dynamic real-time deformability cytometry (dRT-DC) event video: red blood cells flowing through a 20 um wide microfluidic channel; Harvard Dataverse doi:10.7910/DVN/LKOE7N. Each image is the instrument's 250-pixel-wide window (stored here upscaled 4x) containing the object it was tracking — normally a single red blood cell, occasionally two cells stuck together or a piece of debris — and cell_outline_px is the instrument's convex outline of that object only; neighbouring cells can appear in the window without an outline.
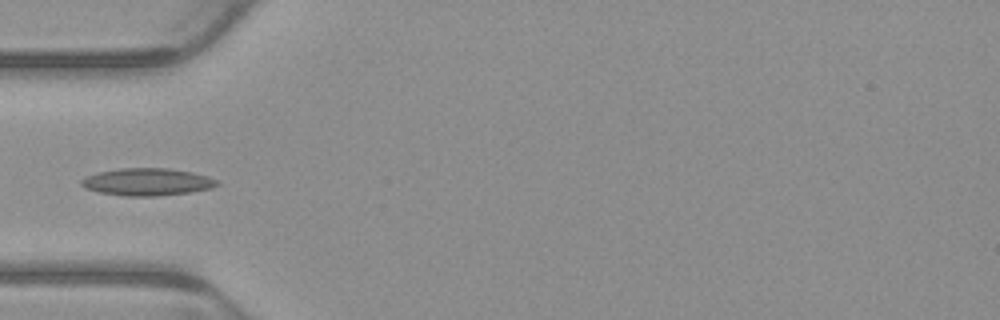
{"species": "common noctule bat (a hibernating species)", "species_latin": "Nyctalus noctula", "temperature_condition": "warm", "stored_images_in_passage": 5, "camera_frame_rate_fps": 3000, "um_per_image_px": 0.085, "animal": {"sex": "male", "body_mass_g": 23.1, "forearm_length_mm": 52.7}, "frame": {"image": 1, "passage_image": 4, "time_ms": 1.0, "image_size_px": [1000, 320], "cell_outline_px": [[220, 184], [212, 188], [188, 192], [156, 196], [124, 196], [100, 192], [84, 188], [80, 184], [80, 180], [84, 176], [100, 172], [120, 168], [168, 168], [192, 172], [208, 176], [220, 180]], "centroid_in_image_um": [12.52, 15.46], "position_along_channel_um": 72.5, "area_um2": 21.73}}
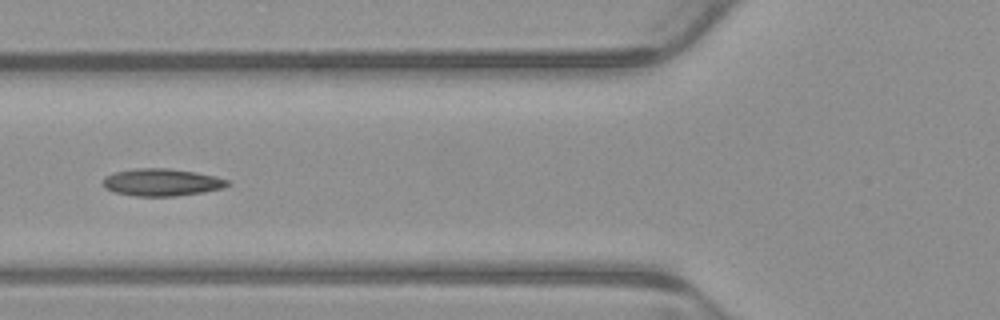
{"frame": {"image": 2, "passage_image": 5, "time_ms": 1.333, "image_size_px": [1000, 320], "cell_outline_px": [[232, 184], [224, 188], [204, 192], [176, 196], [136, 196], [112, 192], [104, 188], [104, 176], [116, 172], [136, 168], [168, 168], [196, 172], [216, 176], [228, 180]], "centroid_in_image_um": [13.77, 15.5], "position_along_channel_um": 112.0, "area_um2": 20.0}}